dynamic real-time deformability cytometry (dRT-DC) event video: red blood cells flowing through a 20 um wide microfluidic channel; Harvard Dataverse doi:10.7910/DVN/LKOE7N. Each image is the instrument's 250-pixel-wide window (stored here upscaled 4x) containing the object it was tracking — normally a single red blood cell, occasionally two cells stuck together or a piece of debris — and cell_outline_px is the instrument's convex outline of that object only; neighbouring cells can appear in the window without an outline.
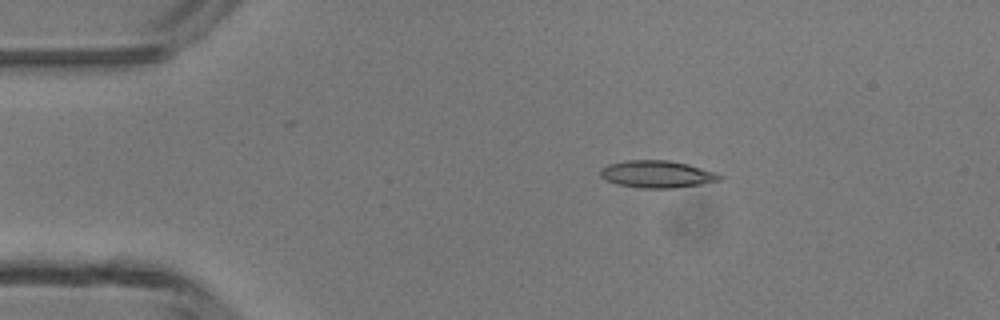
{"species": "common noctule bat (a hibernating species)", "species_latin": "Nyctalus noctula", "temperature_condition": "room temperature", "stored_images_in_passage": 4, "camera_frame_rate_fps": 3000, "um_per_image_px": 0.085, "animal": {"sex": "male", "body_mass_g": 13.3}, "frame": {"image": 1, "passage_image": 2, "time_ms": 1.333, "image_size_px": [1000, 320], "cell_outline_px": [[724, 176], [720, 180], [700, 184], [672, 188], [640, 188], [616, 184], [600, 176], [600, 168], [608, 164], [624, 160], [668, 160], [688, 164], [716, 172]], "centroid_in_image_um": [55.84, 14.8], "position_along_channel_um": 29.2, "area_um2": 18.96}}
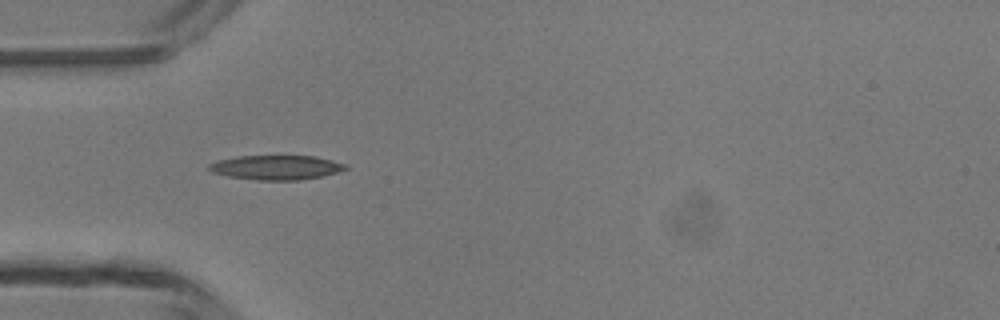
{"frame": {"image": 2, "passage_image": 4, "time_ms": 3.333, "image_size_px": [1000, 320], "cell_outline_px": [[348, 168], [324, 176], [300, 180], [256, 180], [228, 176], [212, 172], [208, 168], [208, 164], [216, 160], [236, 156], [316, 156], [348, 164]], "centroid_in_image_um": [23.48, 14.23], "position_along_channel_um": 61.5, "area_um2": 19.59}}